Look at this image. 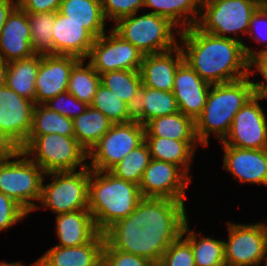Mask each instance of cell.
Returning a JSON list of instances; mask_svg holds the SVG:
<instances>
[{"mask_svg":"<svg viewBox=\"0 0 267 266\" xmlns=\"http://www.w3.org/2000/svg\"><path fill=\"white\" fill-rule=\"evenodd\" d=\"M184 204L167 198H142L128 217L104 232L105 240L119 251L160 261L189 220Z\"/></svg>","mask_w":267,"mask_h":266,"instance_id":"cell-1","label":"cell"},{"mask_svg":"<svg viewBox=\"0 0 267 266\" xmlns=\"http://www.w3.org/2000/svg\"><path fill=\"white\" fill-rule=\"evenodd\" d=\"M177 37L184 61L208 83H228L252 75L243 42L205 33L196 25Z\"/></svg>","mask_w":267,"mask_h":266,"instance_id":"cell-2","label":"cell"},{"mask_svg":"<svg viewBox=\"0 0 267 266\" xmlns=\"http://www.w3.org/2000/svg\"><path fill=\"white\" fill-rule=\"evenodd\" d=\"M250 76L211 85L204 109L194 121L199 145L207 147L210 134H215L220 142L228 135L235 114L256 94Z\"/></svg>","mask_w":267,"mask_h":266,"instance_id":"cell-3","label":"cell"},{"mask_svg":"<svg viewBox=\"0 0 267 266\" xmlns=\"http://www.w3.org/2000/svg\"><path fill=\"white\" fill-rule=\"evenodd\" d=\"M142 198L139 185L110 171L91 169L88 210L99 232L104 233L116 221L128 217Z\"/></svg>","mask_w":267,"mask_h":266,"instance_id":"cell-4","label":"cell"},{"mask_svg":"<svg viewBox=\"0 0 267 266\" xmlns=\"http://www.w3.org/2000/svg\"><path fill=\"white\" fill-rule=\"evenodd\" d=\"M44 175L43 170L22 150L3 149L0 152V192L28 213L42 208L36 203L41 198Z\"/></svg>","mask_w":267,"mask_h":266,"instance_id":"cell-5","label":"cell"},{"mask_svg":"<svg viewBox=\"0 0 267 266\" xmlns=\"http://www.w3.org/2000/svg\"><path fill=\"white\" fill-rule=\"evenodd\" d=\"M45 174L50 172L76 171L88 167V152L74 136L60 134L29 135L19 148Z\"/></svg>","mask_w":267,"mask_h":266,"instance_id":"cell-6","label":"cell"},{"mask_svg":"<svg viewBox=\"0 0 267 266\" xmlns=\"http://www.w3.org/2000/svg\"><path fill=\"white\" fill-rule=\"evenodd\" d=\"M136 15L118 19L112 30L142 54L161 53L179 45L173 32L175 30L179 36L181 31L169 19L150 12Z\"/></svg>","mask_w":267,"mask_h":266,"instance_id":"cell-7","label":"cell"},{"mask_svg":"<svg viewBox=\"0 0 267 266\" xmlns=\"http://www.w3.org/2000/svg\"><path fill=\"white\" fill-rule=\"evenodd\" d=\"M262 4L260 0H202L196 26L205 33L242 42L238 33L248 35L251 17Z\"/></svg>","mask_w":267,"mask_h":266,"instance_id":"cell-8","label":"cell"},{"mask_svg":"<svg viewBox=\"0 0 267 266\" xmlns=\"http://www.w3.org/2000/svg\"><path fill=\"white\" fill-rule=\"evenodd\" d=\"M90 167L79 171L50 172L44 177L51 176V183L44 184L40 205L44 209L52 210L56 215L60 213H71L88 209V193L90 180Z\"/></svg>","mask_w":267,"mask_h":266,"instance_id":"cell-9","label":"cell"},{"mask_svg":"<svg viewBox=\"0 0 267 266\" xmlns=\"http://www.w3.org/2000/svg\"><path fill=\"white\" fill-rule=\"evenodd\" d=\"M145 127L137 120L113 124L88 153V166L96 171H110L128 153L144 142Z\"/></svg>","mask_w":267,"mask_h":266,"instance_id":"cell-10","label":"cell"},{"mask_svg":"<svg viewBox=\"0 0 267 266\" xmlns=\"http://www.w3.org/2000/svg\"><path fill=\"white\" fill-rule=\"evenodd\" d=\"M34 102L10 89L0 86V146L19 149L29 136Z\"/></svg>","mask_w":267,"mask_h":266,"instance_id":"cell-11","label":"cell"},{"mask_svg":"<svg viewBox=\"0 0 267 266\" xmlns=\"http://www.w3.org/2000/svg\"><path fill=\"white\" fill-rule=\"evenodd\" d=\"M228 241L224 240V258L229 266H260L267 255L266 223L227 222Z\"/></svg>","mask_w":267,"mask_h":266,"instance_id":"cell-12","label":"cell"},{"mask_svg":"<svg viewBox=\"0 0 267 266\" xmlns=\"http://www.w3.org/2000/svg\"><path fill=\"white\" fill-rule=\"evenodd\" d=\"M144 54L112 29L96 38L87 59L101 75L116 70H140Z\"/></svg>","mask_w":267,"mask_h":266,"instance_id":"cell-13","label":"cell"},{"mask_svg":"<svg viewBox=\"0 0 267 266\" xmlns=\"http://www.w3.org/2000/svg\"><path fill=\"white\" fill-rule=\"evenodd\" d=\"M255 94L234 116L222 145L245 149H267V117Z\"/></svg>","mask_w":267,"mask_h":266,"instance_id":"cell-14","label":"cell"},{"mask_svg":"<svg viewBox=\"0 0 267 266\" xmlns=\"http://www.w3.org/2000/svg\"><path fill=\"white\" fill-rule=\"evenodd\" d=\"M191 179L176 165L151 159L139 183L143 198L183 201Z\"/></svg>","mask_w":267,"mask_h":266,"instance_id":"cell-15","label":"cell"},{"mask_svg":"<svg viewBox=\"0 0 267 266\" xmlns=\"http://www.w3.org/2000/svg\"><path fill=\"white\" fill-rule=\"evenodd\" d=\"M79 60L70 55H41L35 80L34 104H44L56 95L67 92L70 72Z\"/></svg>","mask_w":267,"mask_h":266,"instance_id":"cell-16","label":"cell"},{"mask_svg":"<svg viewBox=\"0 0 267 266\" xmlns=\"http://www.w3.org/2000/svg\"><path fill=\"white\" fill-rule=\"evenodd\" d=\"M223 168L240 183L267 186V149H245L222 145Z\"/></svg>","mask_w":267,"mask_h":266,"instance_id":"cell-17","label":"cell"},{"mask_svg":"<svg viewBox=\"0 0 267 266\" xmlns=\"http://www.w3.org/2000/svg\"><path fill=\"white\" fill-rule=\"evenodd\" d=\"M211 85L184 61L175 73L173 86L179 111L195 121L204 109Z\"/></svg>","mask_w":267,"mask_h":266,"instance_id":"cell-18","label":"cell"},{"mask_svg":"<svg viewBox=\"0 0 267 266\" xmlns=\"http://www.w3.org/2000/svg\"><path fill=\"white\" fill-rule=\"evenodd\" d=\"M33 55L27 13L16 5L8 14L0 33V58L8 63Z\"/></svg>","mask_w":267,"mask_h":266,"instance_id":"cell-19","label":"cell"},{"mask_svg":"<svg viewBox=\"0 0 267 266\" xmlns=\"http://www.w3.org/2000/svg\"><path fill=\"white\" fill-rule=\"evenodd\" d=\"M53 33V54L70 55L79 59L89 56L95 37L82 24L69 20L59 11L55 14Z\"/></svg>","mask_w":267,"mask_h":266,"instance_id":"cell-20","label":"cell"},{"mask_svg":"<svg viewBox=\"0 0 267 266\" xmlns=\"http://www.w3.org/2000/svg\"><path fill=\"white\" fill-rule=\"evenodd\" d=\"M183 62L180 45L165 52L144 55L140 68L142 85L162 91H173L175 73Z\"/></svg>","mask_w":267,"mask_h":266,"instance_id":"cell-21","label":"cell"},{"mask_svg":"<svg viewBox=\"0 0 267 266\" xmlns=\"http://www.w3.org/2000/svg\"><path fill=\"white\" fill-rule=\"evenodd\" d=\"M104 233L90 242L74 247L54 246L35 261L33 266H98L102 262Z\"/></svg>","mask_w":267,"mask_h":266,"instance_id":"cell-22","label":"cell"},{"mask_svg":"<svg viewBox=\"0 0 267 266\" xmlns=\"http://www.w3.org/2000/svg\"><path fill=\"white\" fill-rule=\"evenodd\" d=\"M55 232L59 238V243L55 246L60 247L86 244L99 233L88 209L57 214Z\"/></svg>","mask_w":267,"mask_h":266,"instance_id":"cell-23","label":"cell"},{"mask_svg":"<svg viewBox=\"0 0 267 266\" xmlns=\"http://www.w3.org/2000/svg\"><path fill=\"white\" fill-rule=\"evenodd\" d=\"M151 158L178 166L190 179L192 159L199 143L198 140H175L162 137H144Z\"/></svg>","mask_w":267,"mask_h":266,"instance_id":"cell-24","label":"cell"},{"mask_svg":"<svg viewBox=\"0 0 267 266\" xmlns=\"http://www.w3.org/2000/svg\"><path fill=\"white\" fill-rule=\"evenodd\" d=\"M179 112L173 91H162L141 85L134 119L142 125L153 118Z\"/></svg>","mask_w":267,"mask_h":266,"instance_id":"cell-25","label":"cell"},{"mask_svg":"<svg viewBox=\"0 0 267 266\" xmlns=\"http://www.w3.org/2000/svg\"><path fill=\"white\" fill-rule=\"evenodd\" d=\"M202 0H145L144 7L169 19L180 31L197 24ZM180 27V28H179Z\"/></svg>","mask_w":267,"mask_h":266,"instance_id":"cell-26","label":"cell"},{"mask_svg":"<svg viewBox=\"0 0 267 266\" xmlns=\"http://www.w3.org/2000/svg\"><path fill=\"white\" fill-rule=\"evenodd\" d=\"M58 11L69 20L82 24L95 38L106 33L100 0H63Z\"/></svg>","mask_w":267,"mask_h":266,"instance_id":"cell-27","label":"cell"},{"mask_svg":"<svg viewBox=\"0 0 267 266\" xmlns=\"http://www.w3.org/2000/svg\"><path fill=\"white\" fill-rule=\"evenodd\" d=\"M41 60V55L13 60L7 63L5 84L20 96L34 102L35 80Z\"/></svg>","mask_w":267,"mask_h":266,"instance_id":"cell-28","label":"cell"},{"mask_svg":"<svg viewBox=\"0 0 267 266\" xmlns=\"http://www.w3.org/2000/svg\"><path fill=\"white\" fill-rule=\"evenodd\" d=\"M144 137H162L175 140H197L194 120L176 112L153 118L145 125Z\"/></svg>","mask_w":267,"mask_h":266,"instance_id":"cell-29","label":"cell"},{"mask_svg":"<svg viewBox=\"0 0 267 266\" xmlns=\"http://www.w3.org/2000/svg\"><path fill=\"white\" fill-rule=\"evenodd\" d=\"M112 125L102 112L89 105L81 115L73 119L74 137L89 153Z\"/></svg>","mask_w":267,"mask_h":266,"instance_id":"cell-30","label":"cell"},{"mask_svg":"<svg viewBox=\"0 0 267 266\" xmlns=\"http://www.w3.org/2000/svg\"><path fill=\"white\" fill-rule=\"evenodd\" d=\"M101 84L120 97L133 110L138 103L142 78L140 70H116L100 75Z\"/></svg>","mask_w":267,"mask_h":266,"instance_id":"cell-31","label":"cell"},{"mask_svg":"<svg viewBox=\"0 0 267 266\" xmlns=\"http://www.w3.org/2000/svg\"><path fill=\"white\" fill-rule=\"evenodd\" d=\"M187 234V235H186ZM200 236L189 229L188 221L184 224L181 236L191 245L196 266H220L225 262L224 241ZM199 239H198V238Z\"/></svg>","mask_w":267,"mask_h":266,"instance_id":"cell-32","label":"cell"},{"mask_svg":"<svg viewBox=\"0 0 267 266\" xmlns=\"http://www.w3.org/2000/svg\"><path fill=\"white\" fill-rule=\"evenodd\" d=\"M47 134L74 136L73 119L49 109L44 104H35L29 135Z\"/></svg>","mask_w":267,"mask_h":266,"instance_id":"cell-33","label":"cell"},{"mask_svg":"<svg viewBox=\"0 0 267 266\" xmlns=\"http://www.w3.org/2000/svg\"><path fill=\"white\" fill-rule=\"evenodd\" d=\"M80 59L72 68L69 76L68 92L78 100L90 105L101 83L100 74L88 62Z\"/></svg>","mask_w":267,"mask_h":266,"instance_id":"cell-34","label":"cell"},{"mask_svg":"<svg viewBox=\"0 0 267 266\" xmlns=\"http://www.w3.org/2000/svg\"><path fill=\"white\" fill-rule=\"evenodd\" d=\"M90 106L102 112L113 124L134 120L133 109L101 83Z\"/></svg>","mask_w":267,"mask_h":266,"instance_id":"cell-35","label":"cell"},{"mask_svg":"<svg viewBox=\"0 0 267 266\" xmlns=\"http://www.w3.org/2000/svg\"><path fill=\"white\" fill-rule=\"evenodd\" d=\"M56 12L27 13L34 54H53V27Z\"/></svg>","mask_w":267,"mask_h":266,"instance_id":"cell-36","label":"cell"},{"mask_svg":"<svg viewBox=\"0 0 267 266\" xmlns=\"http://www.w3.org/2000/svg\"><path fill=\"white\" fill-rule=\"evenodd\" d=\"M151 159L149 148L143 142L128 153L110 172L120 179L139 185L142 174Z\"/></svg>","mask_w":267,"mask_h":266,"instance_id":"cell-37","label":"cell"},{"mask_svg":"<svg viewBox=\"0 0 267 266\" xmlns=\"http://www.w3.org/2000/svg\"><path fill=\"white\" fill-rule=\"evenodd\" d=\"M248 34L259 44L267 42V3H263L252 15ZM265 46L266 48L260 49V51H254L244 44L247 58L252 62L259 55L267 52V45L265 44Z\"/></svg>","mask_w":267,"mask_h":266,"instance_id":"cell-38","label":"cell"},{"mask_svg":"<svg viewBox=\"0 0 267 266\" xmlns=\"http://www.w3.org/2000/svg\"><path fill=\"white\" fill-rule=\"evenodd\" d=\"M162 266H196L191 245L180 236L163 253Z\"/></svg>","mask_w":267,"mask_h":266,"instance_id":"cell-39","label":"cell"},{"mask_svg":"<svg viewBox=\"0 0 267 266\" xmlns=\"http://www.w3.org/2000/svg\"><path fill=\"white\" fill-rule=\"evenodd\" d=\"M44 105L49 109L71 119L81 115L89 106L85 102L78 100L68 91L56 95L52 99L45 102Z\"/></svg>","mask_w":267,"mask_h":266,"instance_id":"cell-40","label":"cell"},{"mask_svg":"<svg viewBox=\"0 0 267 266\" xmlns=\"http://www.w3.org/2000/svg\"><path fill=\"white\" fill-rule=\"evenodd\" d=\"M105 19L114 23L123 17L138 13L145 0H100Z\"/></svg>","mask_w":267,"mask_h":266,"instance_id":"cell-41","label":"cell"},{"mask_svg":"<svg viewBox=\"0 0 267 266\" xmlns=\"http://www.w3.org/2000/svg\"><path fill=\"white\" fill-rule=\"evenodd\" d=\"M150 262L146 258L114 249L105 240L102 254L103 266H147Z\"/></svg>","mask_w":267,"mask_h":266,"instance_id":"cell-42","label":"cell"},{"mask_svg":"<svg viewBox=\"0 0 267 266\" xmlns=\"http://www.w3.org/2000/svg\"><path fill=\"white\" fill-rule=\"evenodd\" d=\"M28 214L16 201L0 192V232L21 222Z\"/></svg>","mask_w":267,"mask_h":266,"instance_id":"cell-43","label":"cell"},{"mask_svg":"<svg viewBox=\"0 0 267 266\" xmlns=\"http://www.w3.org/2000/svg\"><path fill=\"white\" fill-rule=\"evenodd\" d=\"M26 13L57 12L63 0H16Z\"/></svg>","mask_w":267,"mask_h":266,"instance_id":"cell-44","label":"cell"},{"mask_svg":"<svg viewBox=\"0 0 267 266\" xmlns=\"http://www.w3.org/2000/svg\"><path fill=\"white\" fill-rule=\"evenodd\" d=\"M252 74L256 70L262 75L266 83L263 81L255 82L256 94L261 96L263 99H267V52L262 53L251 62ZM255 67V68H253ZM254 69V70H253ZM263 82V83H262Z\"/></svg>","mask_w":267,"mask_h":266,"instance_id":"cell-45","label":"cell"},{"mask_svg":"<svg viewBox=\"0 0 267 266\" xmlns=\"http://www.w3.org/2000/svg\"><path fill=\"white\" fill-rule=\"evenodd\" d=\"M16 5L17 1L15 0H0V33L2 32L8 14Z\"/></svg>","mask_w":267,"mask_h":266,"instance_id":"cell-46","label":"cell"},{"mask_svg":"<svg viewBox=\"0 0 267 266\" xmlns=\"http://www.w3.org/2000/svg\"><path fill=\"white\" fill-rule=\"evenodd\" d=\"M7 67V62H4L0 58V86L5 84V71Z\"/></svg>","mask_w":267,"mask_h":266,"instance_id":"cell-47","label":"cell"},{"mask_svg":"<svg viewBox=\"0 0 267 266\" xmlns=\"http://www.w3.org/2000/svg\"><path fill=\"white\" fill-rule=\"evenodd\" d=\"M21 262H12V263H7V262H0V266H18Z\"/></svg>","mask_w":267,"mask_h":266,"instance_id":"cell-48","label":"cell"},{"mask_svg":"<svg viewBox=\"0 0 267 266\" xmlns=\"http://www.w3.org/2000/svg\"><path fill=\"white\" fill-rule=\"evenodd\" d=\"M147 266H162L160 261L150 262Z\"/></svg>","mask_w":267,"mask_h":266,"instance_id":"cell-49","label":"cell"},{"mask_svg":"<svg viewBox=\"0 0 267 266\" xmlns=\"http://www.w3.org/2000/svg\"><path fill=\"white\" fill-rule=\"evenodd\" d=\"M264 260H265V261H264V262H265V264H264V265H265V266H267V255H266V257H265V259H264Z\"/></svg>","mask_w":267,"mask_h":266,"instance_id":"cell-50","label":"cell"},{"mask_svg":"<svg viewBox=\"0 0 267 266\" xmlns=\"http://www.w3.org/2000/svg\"><path fill=\"white\" fill-rule=\"evenodd\" d=\"M220 266H229L228 264H226V263H224V264H222V265H220Z\"/></svg>","mask_w":267,"mask_h":266,"instance_id":"cell-51","label":"cell"}]
</instances>
